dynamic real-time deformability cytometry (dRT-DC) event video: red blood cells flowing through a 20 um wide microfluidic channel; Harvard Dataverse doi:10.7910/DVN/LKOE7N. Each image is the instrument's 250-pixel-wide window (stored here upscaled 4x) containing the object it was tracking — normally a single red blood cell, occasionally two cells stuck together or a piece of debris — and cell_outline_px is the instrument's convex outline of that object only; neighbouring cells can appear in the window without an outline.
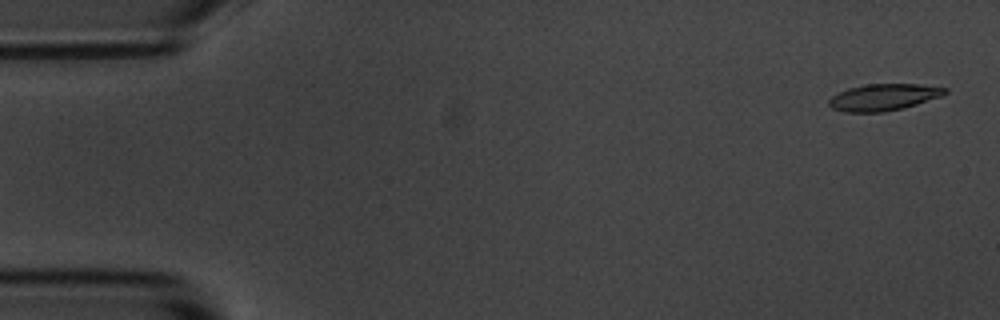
{"species": "common noctule bat (a hibernating species)", "species_latin": "Nyctalus noctula", "temperature_condition": "room temperature", "stored_images_in_passage": 5, "camera_frame_rate_fps": 3000, "um_per_image_px": 0.085, "animal": {"sex": "male", "body_mass_g": 20.1, "forearm_length_mm": 53.5}, "frame": {"image": 1, "passage_image": 1, "time_ms": 0.0, "image_size_px": [1000, 320], "cell_outline_px": [[948, 92], [940, 96], [904, 108], [884, 112], [844, 112], [832, 108], [828, 104], [828, 100], [832, 96], [848, 88], [868, 84], [920, 84], [948, 88]], "centroid_in_image_um": [75.09, 8.26], "position_along_channel_um": 9.9, "area_um2": 17.98}}
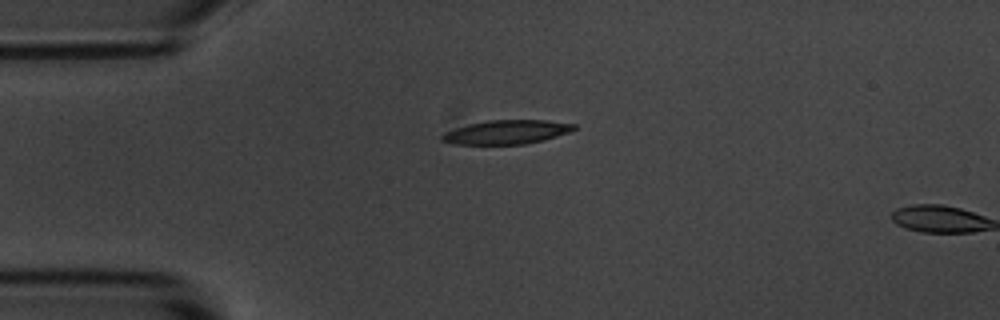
{"frame": {"image": 2, "passage_image": 4, "time_ms": 3.667, "image_size_px": [1000, 320], "cell_outline_px": [[576, 128], [568, 132], [544, 140], [524, 144], [452, 144], [440, 140], [440, 136], [444, 132], [468, 124], [488, 120], [544, 120], [576, 124]], "centroid_in_image_um": [43.02, 11.22], "position_along_channel_um": 42.0, "area_um2": 18.38}}